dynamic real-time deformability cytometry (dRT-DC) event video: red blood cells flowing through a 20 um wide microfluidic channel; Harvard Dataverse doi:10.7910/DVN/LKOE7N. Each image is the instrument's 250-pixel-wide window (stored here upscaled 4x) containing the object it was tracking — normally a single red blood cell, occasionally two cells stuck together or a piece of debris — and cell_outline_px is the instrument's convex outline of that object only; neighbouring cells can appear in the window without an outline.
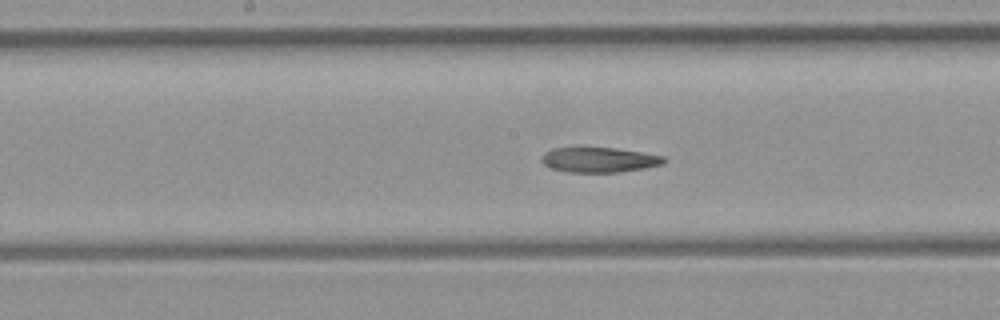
{"species": "common noctule bat (a hibernating species)", "species_latin": "Nyctalus noctula", "temperature_condition": "room temperature", "stored_images_in_passage": 38, "camera_frame_rate_fps": 3000, "um_per_image_px": 0.085, "animal": {"sex": "female", "body_mass_g": 21.9}, "frame": {"image": 1, "passage_image": 12, "time_ms": 3.667, "image_size_px": [1000, 320], "cell_outline_px": [[668, 160], [664, 164], [644, 168], [620, 172], [568, 172], [552, 168], [544, 164], [540, 160], [540, 156], [544, 152], [552, 148], [576, 144], [580, 144], [616, 148], [664, 156]], "centroid_in_image_um": [50.85, 13.53], "position_along_channel_um": 197.3, "area_um2": 18.84}}
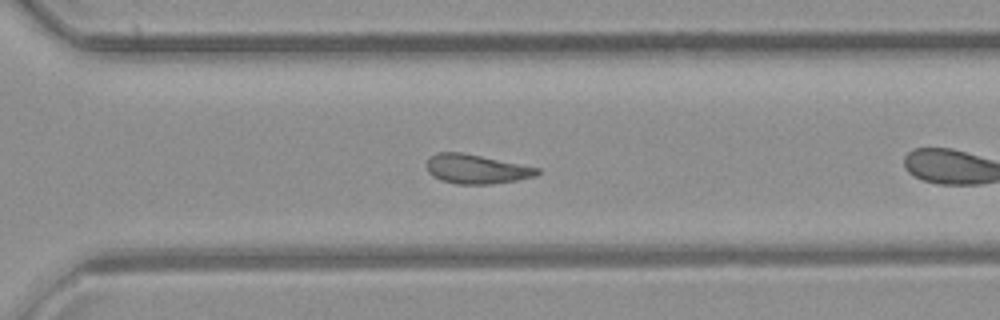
{"frame": {"image": 2, "passage_image": 22, "time_ms": 7.0, "image_size_px": [1000, 320], "cell_outline_px": [[540, 172], [536, 176], [516, 180], [492, 184], [456, 184], [440, 180], [432, 176], [428, 172], [428, 160], [436, 152], [464, 152], [540, 168]], "centroid_in_image_um": [40.5, 14.37], "position_along_channel_um": 330.1, "area_um2": 18.9}, "authors_computed_cell_mechanics": {"area_um2": 19.3919, "velocity_mm_per_s": 4.0031, "shape_relaxation_time_tau1_ms": null, "shape_relaxation_time_tau2_ms": 3.6117, "deformation_change_tau1": null, "deformation_change_tau2": 0.1171}}